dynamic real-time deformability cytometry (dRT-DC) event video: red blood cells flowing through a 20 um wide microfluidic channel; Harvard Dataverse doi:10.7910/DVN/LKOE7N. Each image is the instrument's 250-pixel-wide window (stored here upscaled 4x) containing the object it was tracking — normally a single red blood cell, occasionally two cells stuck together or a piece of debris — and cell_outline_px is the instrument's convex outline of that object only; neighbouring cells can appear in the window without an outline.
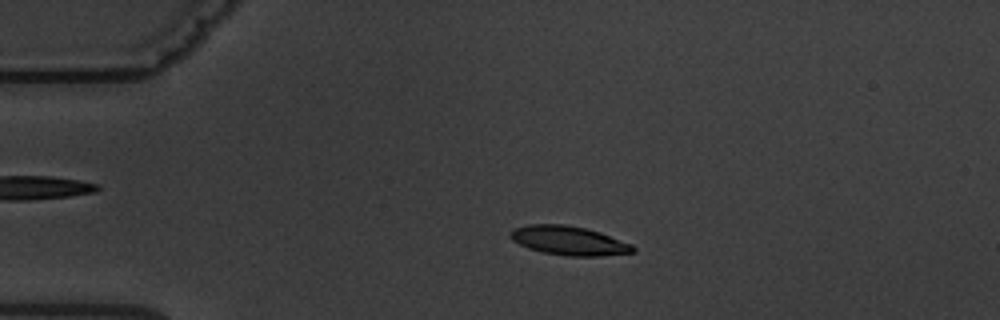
{"species": "common noctule bat (a hibernating species)", "species_latin": "Nyctalus noctula", "temperature_condition": "warm", "stored_images_in_passage": 4, "camera_frame_rate_fps": 3000, "um_per_image_px": 0.085, "animal": {"sex": "male", "body_mass_g": 19.5, "forearm_length_mm": 54.6}, "frame": {"image": 1, "passage_image": 3, "time_ms": 2.667, "image_size_px": [1000, 320], "cell_outline_px": [[636, 252], [600, 256], [568, 256], [544, 252], [528, 248], [512, 240], [508, 236], [508, 232], [512, 228], [528, 224], [564, 224], [584, 228], [600, 232], [632, 244], [636, 248]], "centroid_in_image_um": [48.33, 20.44], "position_along_channel_um": 36.7, "area_um2": 20.87}}